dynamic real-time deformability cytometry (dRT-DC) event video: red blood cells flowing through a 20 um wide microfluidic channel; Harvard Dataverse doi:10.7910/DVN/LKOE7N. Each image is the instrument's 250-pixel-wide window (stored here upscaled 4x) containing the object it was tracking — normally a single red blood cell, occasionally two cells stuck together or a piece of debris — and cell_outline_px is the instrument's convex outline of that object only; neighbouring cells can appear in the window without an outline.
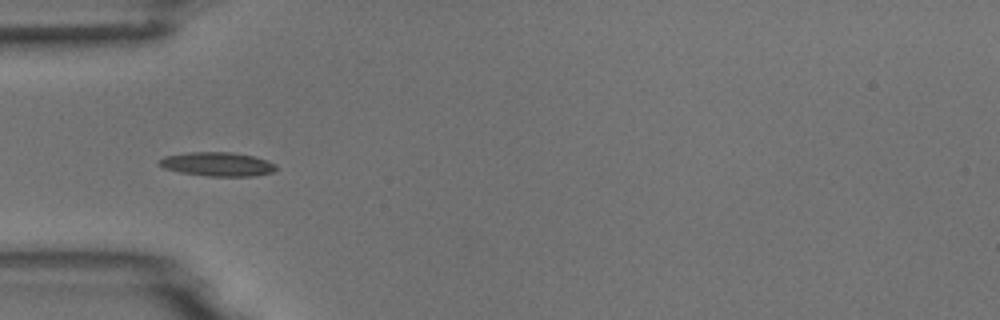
{"species": "common noctule bat (a hibernating species)", "species_latin": "Nyctalus noctula", "temperature_condition": "room temperature", "stored_images_in_passage": 38, "camera_frame_rate_fps": 3000, "um_per_image_px": 0.085, "animal": {"sex": "male", "body_mass_g": 18.8}, "frame": {"image": 1, "passage_image": 1, "time_ms": 0.0, "image_size_px": [1000, 320], "cell_outline_px": [[276, 168], [272, 172], [256, 176], [208, 176], [180, 172], [164, 168], [156, 164], [164, 156], [188, 152], [232, 152], [256, 156], [268, 160], [276, 164]], "centroid_in_image_um": [18.5, 13.95], "position_along_channel_um": 66.5, "area_um2": 16.47}}
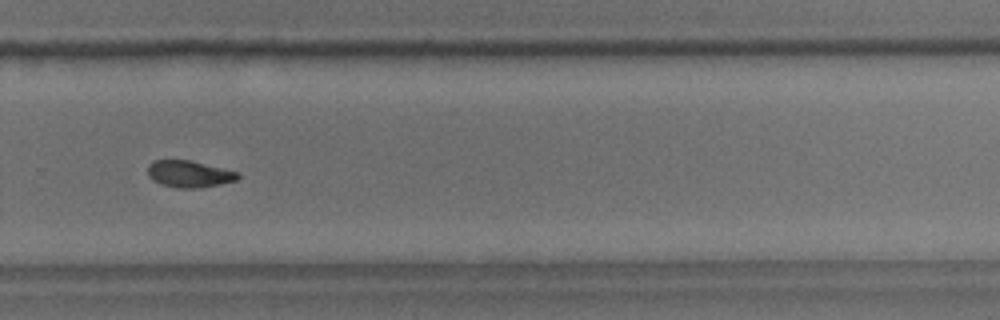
{"frame": {"image": 2, "passage_image": 21, "time_ms": 6.667, "image_size_px": [1000, 320], "cell_outline_px": [[240, 176], [236, 180], [220, 184], [200, 188], [180, 188], [160, 184], [152, 180], [148, 176], [148, 164], [152, 160], [192, 160], [240, 172]], "centroid_in_image_um": [16.08, 14.78], "position_along_channel_um": 313.7, "area_um2": 14.28}}
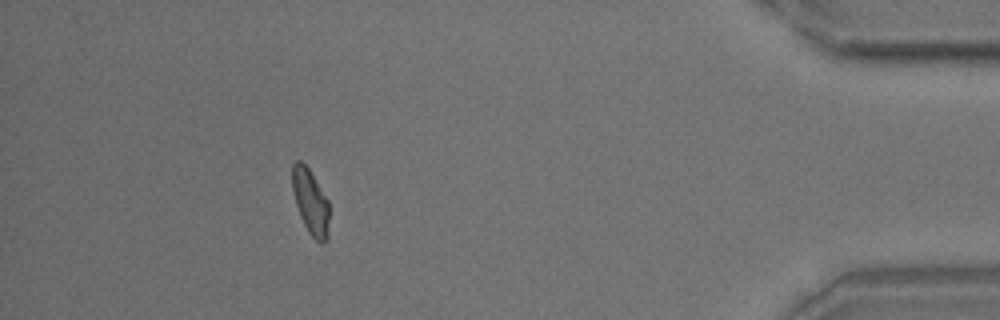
{"frame": {"image": 3, "passage_image": 33, "time_ms": 10.667, "image_size_px": [1000, 320], "cell_outline_px": [[328, 236], [324, 244], [320, 244], [308, 232], [300, 216], [296, 204], [292, 188], [292, 164], [296, 160], [300, 160], [308, 168], [328, 200]], "centroid_in_image_um": [26.38, 17.17], "position_along_channel_um": 408.8, "area_um2": 13.93}, "authors_computed_cell_mechanics": {"area_um2": 14.45, "velocity_mm_per_s": 3.7101, "shape_relaxation_time_tau1_ms": 3.9508, "shape_relaxation_time_tau2_ms": 3.7225, "deformation_change_tau1": 0.1529, "deformation_change_tau2": 0.0908}}